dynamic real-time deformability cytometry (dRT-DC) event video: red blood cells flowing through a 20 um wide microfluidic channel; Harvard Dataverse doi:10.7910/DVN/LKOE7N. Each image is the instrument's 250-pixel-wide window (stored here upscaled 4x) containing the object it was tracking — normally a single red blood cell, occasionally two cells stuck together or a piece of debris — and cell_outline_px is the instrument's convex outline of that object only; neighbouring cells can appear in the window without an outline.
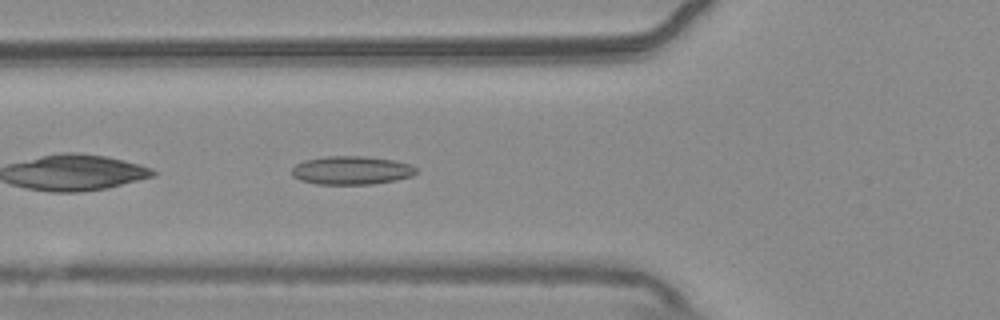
{"species": "common noctule bat (a hibernating species)", "species_latin": "Nyctalus noctula", "temperature_condition": "warm", "stored_images_in_passage": 12, "camera_frame_rate_fps": 3000, "um_per_image_px": 0.085, "animal": {"sex": "male", "body_mass_g": 20.4}, "frame": {"image": 1, "passage_image": 4, "time_ms": 1.0, "image_size_px": [1000, 320], "cell_outline_px": [[416, 172], [412, 176], [396, 180], [372, 184], [316, 184], [300, 180], [292, 176], [292, 168], [296, 164], [304, 160], [324, 156], [364, 156], [392, 160], [408, 164], [416, 168]], "centroid_in_image_um": [29.83, 14.48], "position_along_channel_um": 96.0, "area_um2": 20.58}}
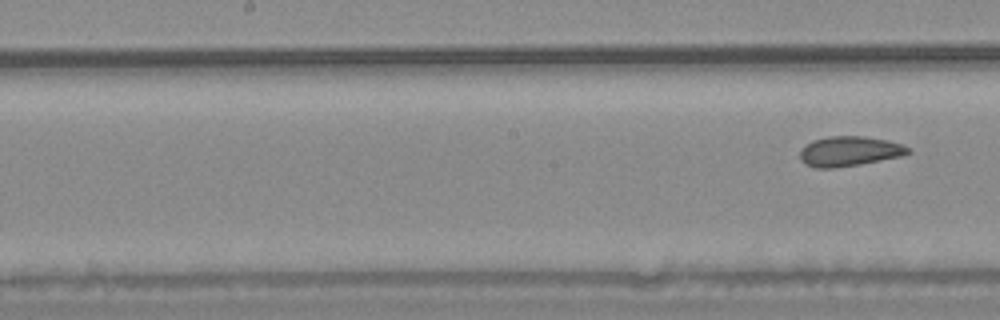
{"frame": {"image": 2, "passage_image": 12, "time_ms": 3.667, "image_size_px": [1000, 320], "cell_outline_px": [[912, 152], [900, 156], [860, 164], [836, 168], [816, 168], [804, 164], [800, 160], [800, 152], [812, 140], [828, 136], [864, 136], [888, 140], [912, 148]], "centroid_in_image_um": [72.2, 12.86], "position_along_channel_um": 176.0, "area_um2": 18.84}}